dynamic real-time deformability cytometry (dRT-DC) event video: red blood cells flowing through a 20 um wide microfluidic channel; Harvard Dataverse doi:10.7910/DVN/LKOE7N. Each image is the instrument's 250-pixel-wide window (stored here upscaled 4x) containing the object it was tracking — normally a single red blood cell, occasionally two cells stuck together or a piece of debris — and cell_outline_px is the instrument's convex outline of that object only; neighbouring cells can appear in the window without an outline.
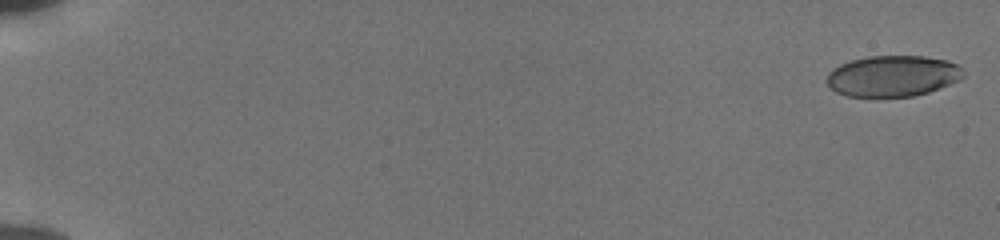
{"species": "human", "species_latin": "Homo sapiens", "temperature_condition": "cold", "stored_images_in_passage": 55, "camera_frame_rate_fps": 3000, "um_per_image_px": 0.085, "donor": {"sex": "male"}, "frame": {"image": 1, "passage_image": 1, "time_ms": 0.0, "image_size_px": [1000, 240], "cell_outline_px": [[964, 76], [960, 80], [928, 92], [912, 96], [848, 96], [836, 92], [824, 80], [828, 72], [832, 68], [840, 64], [852, 60], [868, 56], [924, 56], [948, 60], [956, 64], [964, 72]], "centroid_in_image_um": [75.86, 6.45], "position_along_channel_um": 9.1, "area_um2": 32.66}}
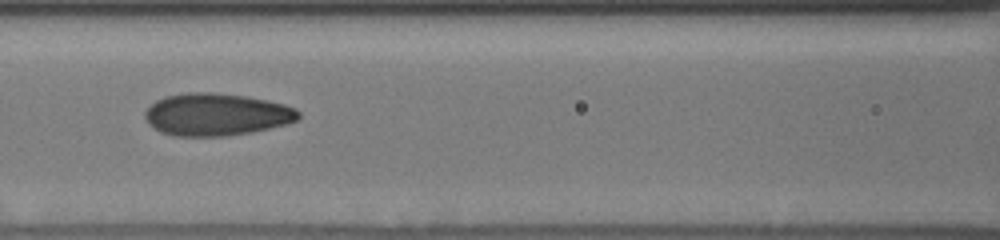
{"frame": {"image": 2, "passage_image": 27, "time_ms": 8.667, "image_size_px": [1000, 240], "cell_outline_px": [[300, 116], [296, 120], [288, 124], [252, 132], [224, 136], [172, 136], [160, 132], [152, 128], [148, 124], [144, 116], [144, 112], [156, 100], [164, 96], [188, 92], [212, 92], [248, 96], [268, 100], [284, 104], [296, 108], [300, 112]], "centroid_in_image_um": [18.38, 9.73], "position_along_channel_um": 148.2, "area_um2": 38.32}}
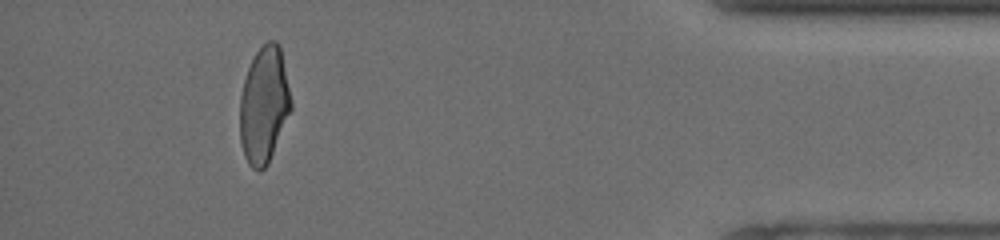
{"frame": {"image": 3, "passage_image": 51, "time_ms": 16.667, "image_size_px": [1000, 240], "cell_outline_px": [[292, 108], [268, 164], [260, 172], [252, 168], [248, 164], [244, 156], [240, 140], [240, 96], [244, 80], [248, 68], [256, 52], [268, 40], [276, 40], [280, 44], [292, 100]], "centroid_in_image_um": [22.45, 8.93], "position_along_channel_um": 412.8, "area_um2": 34.91}, "authors_computed_cell_mechanics": {"area_um2": 35.547, "velocity_mm_per_s": 3.8597, "shape_relaxation_time_tau1_ms": 5.7729, "shape_relaxation_time_tau2_ms": 1.0781, "deformation_change_tau1": 0.1805, "deformation_change_tau2": 0.0693}}